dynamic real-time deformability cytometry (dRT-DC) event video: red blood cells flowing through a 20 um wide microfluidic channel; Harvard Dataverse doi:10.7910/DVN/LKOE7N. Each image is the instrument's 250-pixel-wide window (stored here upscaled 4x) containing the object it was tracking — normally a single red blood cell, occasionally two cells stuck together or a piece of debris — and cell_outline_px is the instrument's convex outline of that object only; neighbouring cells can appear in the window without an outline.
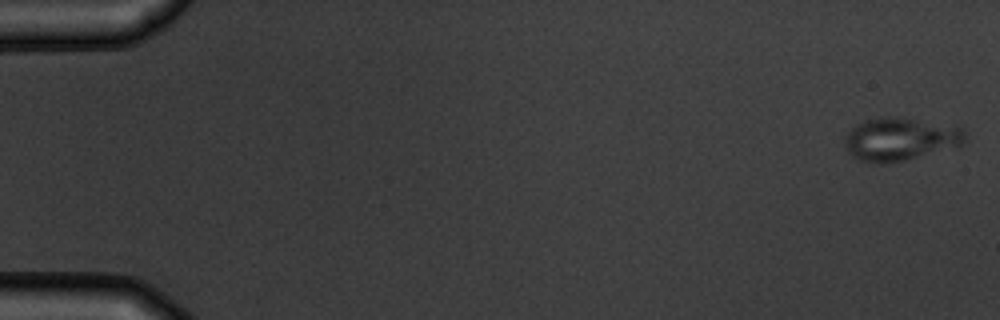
{"species": "common noctule bat (a hibernating species)", "species_latin": "Nyctalus noctula", "temperature_condition": "warm", "stored_images_in_passage": 6, "camera_frame_rate_fps": 3000, "um_per_image_px": 0.085, "animal": {"sex": "male", "body_mass_g": 19.5, "forearm_length_mm": 54.6}, "frame": {"image": 1, "passage_image": 1, "time_ms": 0.0, "image_size_px": [1000, 320], "cell_outline_px": [[968, 140], [960, 148], [904, 160], [880, 164], [876, 164], [860, 160], [852, 156], [848, 152], [844, 144], [844, 136], [856, 124], [864, 120], [880, 116], [896, 116], [960, 124], [964, 128]], "centroid_in_image_um": [76.65, 11.8], "position_along_channel_um": 8.4, "area_um2": 31.67}}